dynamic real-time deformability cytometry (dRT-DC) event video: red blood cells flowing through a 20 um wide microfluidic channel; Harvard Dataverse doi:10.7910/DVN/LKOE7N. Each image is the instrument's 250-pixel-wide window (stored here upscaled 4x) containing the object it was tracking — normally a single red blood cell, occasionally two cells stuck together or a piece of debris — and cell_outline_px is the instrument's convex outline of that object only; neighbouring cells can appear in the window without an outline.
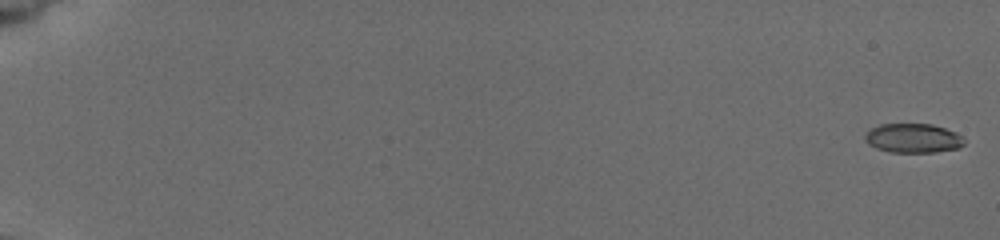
{"species": "common noctule bat (a hibernating species)", "species_latin": "Nyctalus noctula", "temperature_condition": "cold", "stored_images_in_passage": 73, "camera_frame_rate_fps": 3000, "um_per_image_px": 0.085, "animal": {"sex": "female", "body_mass_g": 19.5, "forearm_length_mm": 54.1}, "frame": {"image": 1, "passage_image": 1, "time_ms": 0.0, "image_size_px": [1000, 240], "cell_outline_px": [[964, 144], [960, 148], [936, 152], [888, 152], [876, 148], [868, 144], [864, 140], [864, 132], [880, 124], [932, 124], [956, 132], [964, 136]], "centroid_in_image_um": [77.61, 11.75], "position_along_channel_um": 7.4, "area_um2": 17.17}}
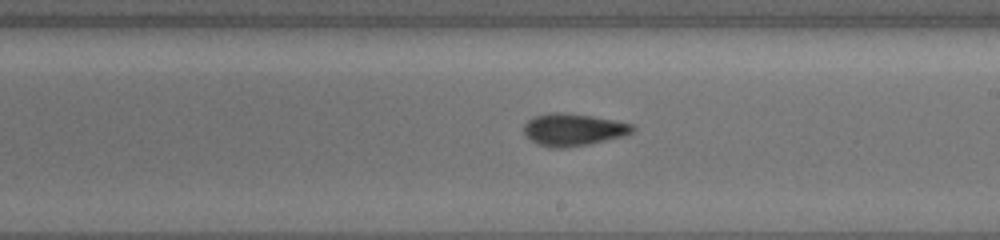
{"frame": {"image": 2, "passage_image": 31, "time_ms": 11.333, "image_size_px": [1000, 240], "cell_outline_px": [[636, 128], [632, 132], [620, 136], [588, 144], [564, 148], [548, 148], [536, 144], [524, 136], [524, 124], [528, 120], [536, 116], [552, 112], [568, 112], [616, 120], [632, 124]], "centroid_in_image_um": [48.67, 11.02], "position_along_channel_um": 240.3, "area_um2": 20.52}}
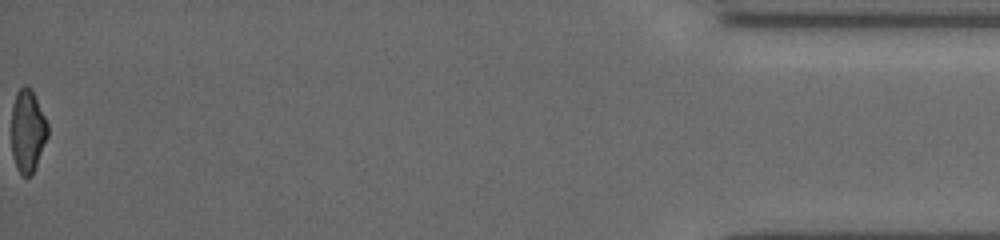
{"frame": {"image": 3, "passage_image": 72, "time_ms": 18.333, "image_size_px": [1000, 240], "cell_outline_px": [[48, 136], [36, 164], [32, 172], [28, 176], [20, 176], [16, 168], [12, 156], [12, 108], [16, 92], [24, 84], [32, 88], [48, 124]], "centroid_in_image_um": [2.34, 11.1], "position_along_channel_um": 432.9, "area_um2": 17.51}, "authors_computed_cell_mechanics": {"area_um2": 18.9006, "velocity_mm_per_s": 3.9015, "shape_relaxation_time_tau1_ms": 7.047, "shape_relaxation_time_tau2_ms": 2.4173, "deformation_change_tau1": 0.1845, "deformation_change_tau2": 0.0795}}